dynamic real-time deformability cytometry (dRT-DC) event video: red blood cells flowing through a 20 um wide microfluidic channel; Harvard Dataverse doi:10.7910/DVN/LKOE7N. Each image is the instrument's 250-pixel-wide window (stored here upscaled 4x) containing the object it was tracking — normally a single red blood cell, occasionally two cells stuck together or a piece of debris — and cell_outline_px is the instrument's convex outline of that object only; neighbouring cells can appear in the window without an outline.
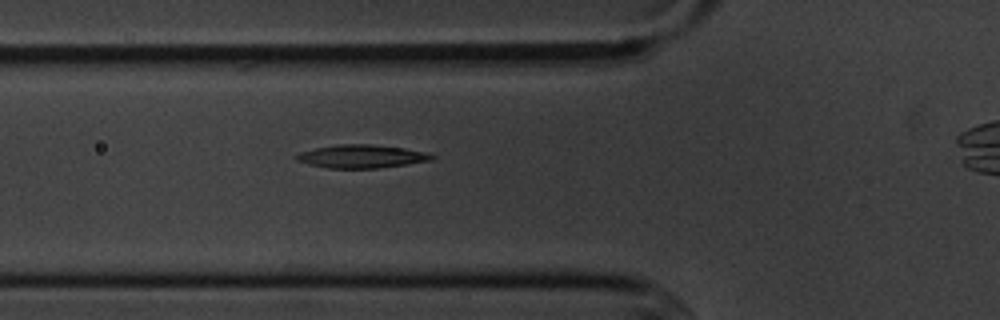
{"species": "common noctule bat (a hibernating species)", "species_latin": "Nyctalus noctula", "temperature_condition": "cold", "stored_images_in_passage": 4, "camera_frame_rate_fps": 3000, "um_per_image_px": 0.085, "animal": {"sex": "male", "body_mass_g": 20.1, "forearm_length_mm": 53.5}, "frame": {"image": 1, "passage_image": 3, "time_ms": 2.333, "image_size_px": [1000, 320], "cell_outline_px": [[436, 156], [432, 160], [376, 168], [328, 168], [308, 164], [296, 160], [292, 156], [300, 152], [316, 148], [340, 144], [372, 144], [404, 148], [424, 152]], "centroid_in_image_um": [30.68, 13.29], "position_along_channel_um": 95.1, "area_um2": 18.15}}